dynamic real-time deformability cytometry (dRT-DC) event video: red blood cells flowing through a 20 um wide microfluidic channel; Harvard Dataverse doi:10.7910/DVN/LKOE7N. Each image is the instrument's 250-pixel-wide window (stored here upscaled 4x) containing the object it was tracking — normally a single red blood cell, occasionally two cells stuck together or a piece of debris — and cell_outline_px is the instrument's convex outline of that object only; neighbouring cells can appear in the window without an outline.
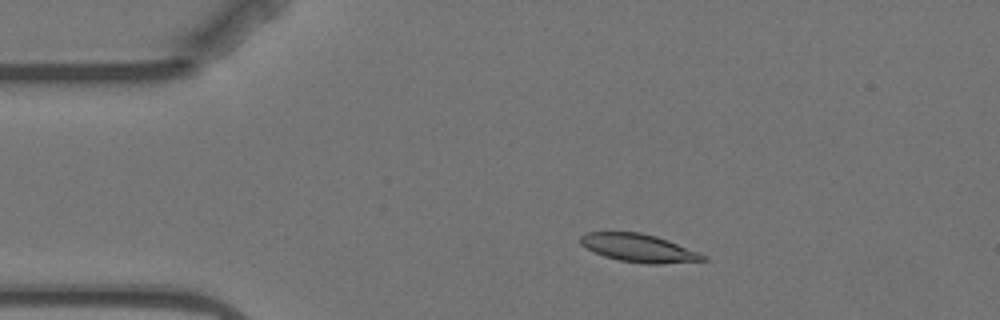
{"species": "Egyptian fruit bat (a non-hibernating species)", "species_latin": "Rousettus aegyptiacus", "temperature_condition": "warm", "stored_images_in_passage": 3, "camera_frame_rate_fps": 3000, "um_per_image_px": 0.085, "animal": {"sex": "female"}, "frame": {"image": 1, "passage_image": 2, "time_ms": 1.333, "image_size_px": [1000, 320], "cell_outline_px": [[708, 260], [660, 264], [648, 264], [620, 260], [604, 256], [580, 244], [580, 236], [584, 232], [640, 232], [656, 236], [668, 240], [700, 252], [708, 256]], "centroid_in_image_um": [54.34, 21.08], "position_along_channel_um": 30.7, "area_um2": 20.06}}